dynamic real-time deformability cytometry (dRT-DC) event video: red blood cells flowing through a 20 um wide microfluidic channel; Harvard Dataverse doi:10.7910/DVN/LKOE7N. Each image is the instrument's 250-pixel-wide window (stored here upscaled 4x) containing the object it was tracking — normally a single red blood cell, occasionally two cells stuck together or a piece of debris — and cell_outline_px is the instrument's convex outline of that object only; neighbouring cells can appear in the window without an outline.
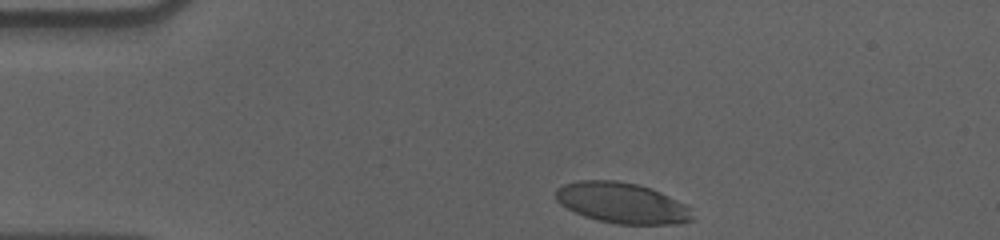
{"species": "human", "species_latin": "Homo sapiens", "temperature_condition": "cold", "stored_images_in_passage": 37, "camera_frame_rate_fps": 3000, "um_per_image_px": 0.085, "donor": {"sex": "male"}, "frame": {"image": 1, "passage_image": 1, "time_ms": 0.0, "image_size_px": [1000, 240], "cell_outline_px": [[692, 220], [672, 224], [616, 224], [596, 220], [584, 216], [560, 204], [556, 200], [556, 188], [564, 184], [580, 180], [616, 180], [636, 184], [660, 192], [684, 204], [688, 208], [692, 216]], "centroid_in_image_um": [52.81, 17.25], "position_along_channel_um": 32.2, "area_um2": 32.02}}
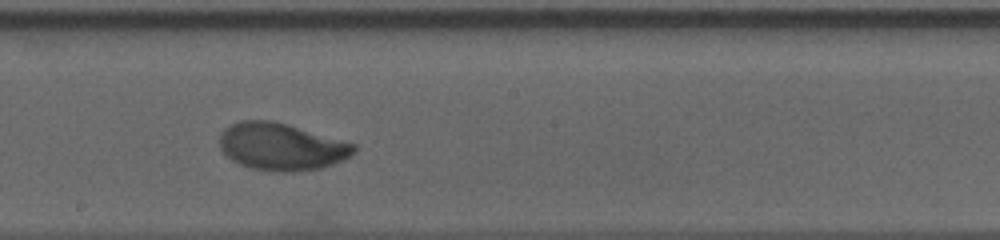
{"frame": {"image": 2, "passage_image": 22, "time_ms": 7.0, "image_size_px": [1000, 240], "cell_outline_px": [[356, 148], [348, 156], [332, 164], [320, 168], [296, 172], [276, 172], [252, 168], [240, 164], [232, 160], [220, 148], [220, 132], [228, 124], [240, 120], [272, 120], [288, 124], [356, 144]], "centroid_in_image_um": [23.87, 12.45], "position_along_channel_um": 224.3, "area_um2": 36.93}}
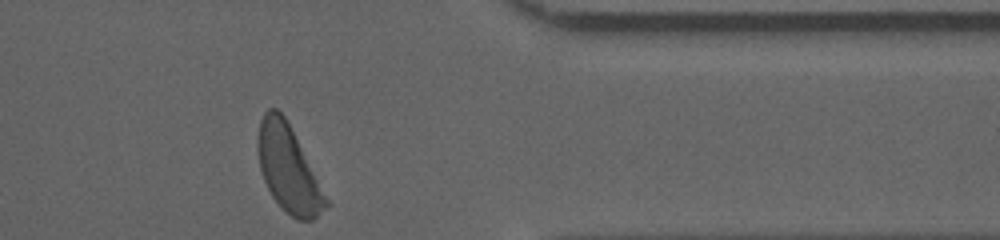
{"frame": {"image": 3, "passage_image": 37, "time_ms": 12.0, "image_size_px": [1000, 240], "cell_outline_px": [[332, 204], [312, 220], [296, 220], [272, 196], [264, 180], [260, 168], [256, 148], [256, 136], [260, 120], [264, 112], [268, 108], [276, 108], [284, 116]], "centroid_in_image_um": [24.51, 14.35], "position_along_channel_um": 386.9, "area_um2": 34.16}, "authors_computed_cell_mechanics": {"area_um2": 35.9516, "velocity_mm_per_s": 3.5345, "shape_relaxation_time_tau1_ms": 3.2083, "shape_relaxation_time_tau2_ms": null, "deformation_change_tau1": 0.1656, "deformation_change_tau2": null}}